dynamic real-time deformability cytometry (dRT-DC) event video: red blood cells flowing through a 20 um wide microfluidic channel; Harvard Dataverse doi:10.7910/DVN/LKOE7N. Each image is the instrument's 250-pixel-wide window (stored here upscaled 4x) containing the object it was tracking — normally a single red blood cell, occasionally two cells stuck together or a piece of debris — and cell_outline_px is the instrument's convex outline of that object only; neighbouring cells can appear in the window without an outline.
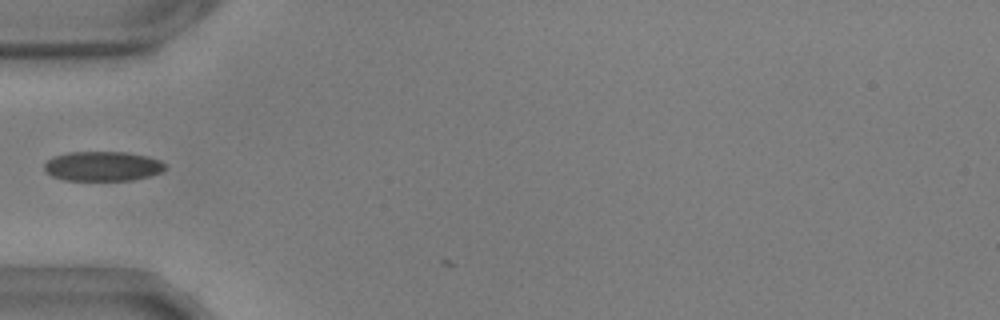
{"species": "common noctule bat (a hibernating species)", "species_latin": "Nyctalus noctula", "temperature_condition": "warm", "stored_images_in_passage": 4, "camera_frame_rate_fps": 3000, "um_per_image_px": 0.085, "animal": {"sex": "male", "body_mass_g": 17.9, "forearm_length_mm": 54.2}, "frame": {"image": 1, "passage_image": 3, "time_ms": 0.667, "image_size_px": [1000, 320], "cell_outline_px": [[164, 168], [160, 172], [148, 176], [132, 180], [64, 180], [52, 176], [44, 168], [44, 164], [52, 156], [68, 152], [124, 152], [148, 156], [160, 160], [164, 164]], "centroid_in_image_um": [8.69, 14.12], "position_along_channel_um": 76.3, "area_um2": 20.75}}